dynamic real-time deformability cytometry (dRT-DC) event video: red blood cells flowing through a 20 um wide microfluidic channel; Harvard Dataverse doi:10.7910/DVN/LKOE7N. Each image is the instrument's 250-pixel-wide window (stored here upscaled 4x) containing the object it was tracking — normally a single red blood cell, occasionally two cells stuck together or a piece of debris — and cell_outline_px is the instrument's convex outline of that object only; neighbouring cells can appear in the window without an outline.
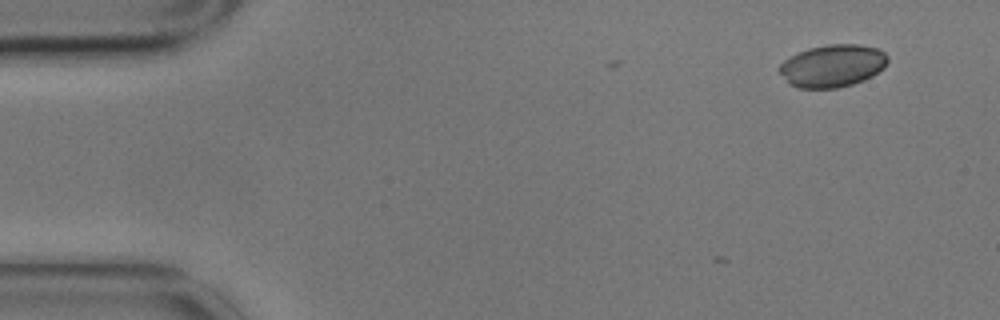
{"species": "common noctule bat (a hibernating species)", "species_latin": "Nyctalus noctula", "temperature_condition": "cold", "stored_images_in_passage": 2, "camera_frame_rate_fps": 3000, "um_per_image_px": 0.085, "animal": {"sex": "male", "body_mass_g": 17.9}, "frame": {"image": 1, "passage_image": 2, "time_ms": 0.333, "image_size_px": [1000, 320], "cell_outline_px": [[888, 60], [884, 68], [872, 76], [864, 80], [852, 84], [836, 88], [796, 88], [788, 84], [776, 68], [784, 60], [808, 48], [828, 44], [860, 44], [876, 48], [884, 52], [888, 56]], "centroid_in_image_um": [70.75, 5.6], "position_along_channel_um": 14.3, "area_um2": 26.99}}